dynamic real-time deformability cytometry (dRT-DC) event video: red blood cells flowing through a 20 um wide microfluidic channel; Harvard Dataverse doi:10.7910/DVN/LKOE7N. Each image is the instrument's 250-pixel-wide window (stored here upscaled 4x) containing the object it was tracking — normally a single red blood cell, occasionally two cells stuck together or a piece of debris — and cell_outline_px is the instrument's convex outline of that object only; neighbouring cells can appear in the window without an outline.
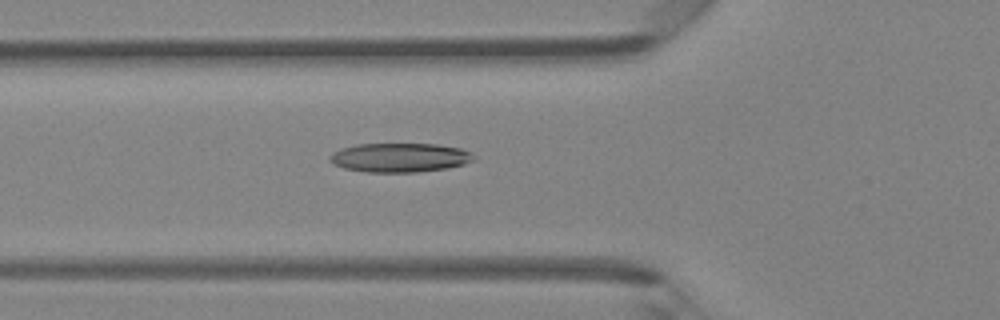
{"species": "Egyptian fruit bat (a non-hibernating species)", "species_latin": "Rousettus aegyptiacus", "temperature_condition": "room temperature", "stored_images_in_passage": 34, "camera_frame_rate_fps": 3000, "um_per_image_px": 0.085, "animal": {"sex": "female"}, "frame": {"image": 1, "passage_image": 4, "time_ms": 1.0, "image_size_px": [1000, 320], "cell_outline_px": [[476, 160], [464, 164], [448, 168], [416, 172], [368, 172], [344, 168], [332, 164], [328, 160], [328, 156], [332, 152], [340, 148], [356, 144], [436, 144], [460, 148], [472, 152], [476, 156]], "centroid_in_image_um": [33.98, 13.39], "position_along_channel_um": 91.8, "area_um2": 24.74}}
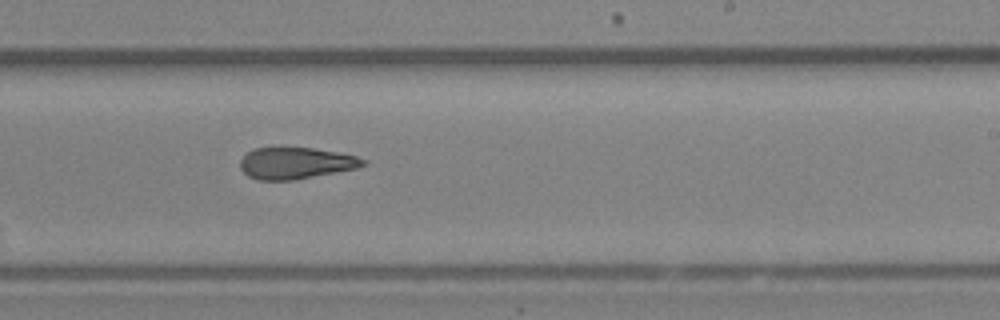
{"frame": {"image": 2, "passage_image": 16, "time_ms": 5.0, "image_size_px": [1000, 320], "cell_outline_px": [[368, 164], [356, 168], [296, 180], [256, 180], [248, 176], [240, 168], [240, 160], [252, 148], [312, 148], [336, 152], [356, 156], [368, 160]], "centroid_in_image_um": [25.14, 13.88], "position_along_channel_um": 263.9, "area_um2": 22.6}}
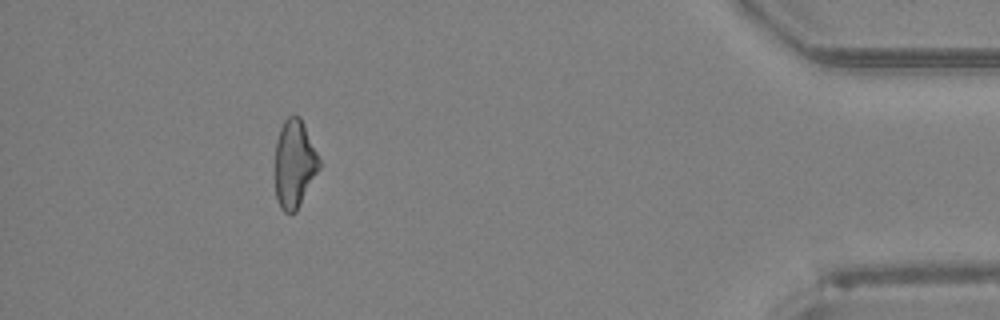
{"frame": {"image": 3, "passage_image": 30, "time_ms": 9.667, "image_size_px": [1000, 320], "cell_outline_px": [[320, 168], [296, 212], [284, 212], [280, 208], [276, 200], [276, 140], [280, 128], [284, 120], [288, 116], [300, 116], [304, 124], [320, 160]], "centroid_in_image_um": [25.02, 13.93], "position_along_channel_um": 410.2, "area_um2": 22.48}, "authors_computed_cell_mechanics": {"area_um2": 23.5535, "velocity_mm_per_s": 4.3036, "shape_relaxation_time_tau1_ms": 6.123, "shape_relaxation_time_tau2_ms": 2.4294, "deformation_change_tau1": 0.1556, "deformation_change_tau2": 0.1127}}